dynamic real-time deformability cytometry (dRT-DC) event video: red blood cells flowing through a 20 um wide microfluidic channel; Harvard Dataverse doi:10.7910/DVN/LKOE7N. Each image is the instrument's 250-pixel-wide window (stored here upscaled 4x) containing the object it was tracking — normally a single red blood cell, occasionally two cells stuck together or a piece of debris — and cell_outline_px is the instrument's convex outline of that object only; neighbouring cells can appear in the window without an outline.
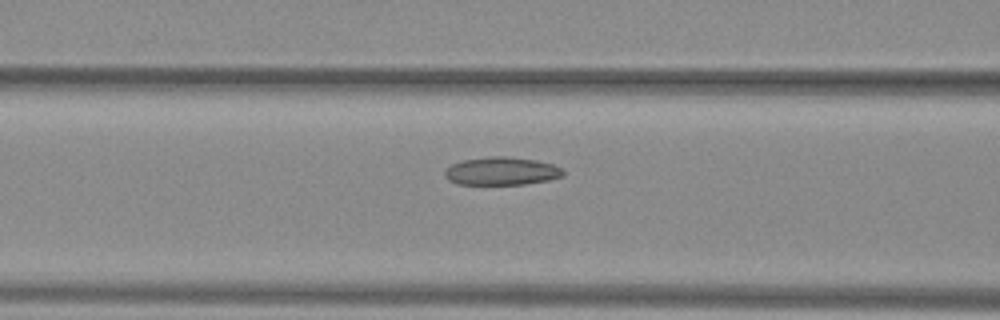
{"species": "common noctule bat (a hibernating species)", "species_latin": "Nyctalus noctula", "temperature_condition": "warm", "stored_images_in_passage": 14, "camera_frame_rate_fps": 3000, "um_per_image_px": 0.085, "animal": {"sex": "female", "body_mass_g": 29.2, "forearm_length_mm": 56.3}, "frame": {"image": 1, "passage_image": 12, "time_ms": 3.667, "image_size_px": [1000, 320], "cell_outline_px": [[564, 176], [548, 180], [524, 184], [456, 184], [448, 180], [444, 176], [444, 172], [452, 164], [464, 160], [488, 156], [508, 156], [536, 160], [552, 164], [560, 168], [564, 172]], "centroid_in_image_um": [42.62, 14.54], "position_along_channel_um": 124.0, "area_um2": 19.31}}